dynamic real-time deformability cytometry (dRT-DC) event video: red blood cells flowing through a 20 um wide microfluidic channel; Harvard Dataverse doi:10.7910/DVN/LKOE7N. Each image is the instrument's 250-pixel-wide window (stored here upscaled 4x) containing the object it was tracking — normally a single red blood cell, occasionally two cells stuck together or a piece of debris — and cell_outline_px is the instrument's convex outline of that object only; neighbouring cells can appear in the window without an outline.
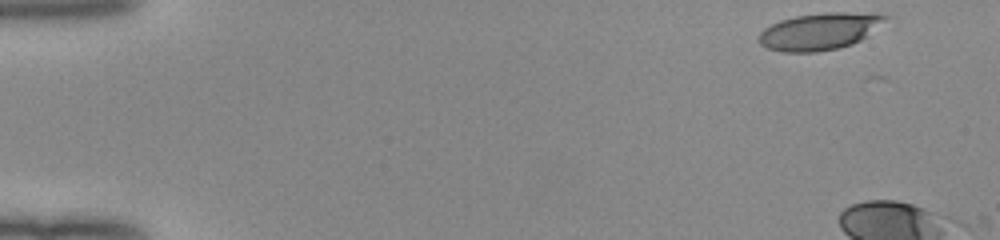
{"species": "human", "species_latin": "Homo sapiens", "temperature_condition": "room temperature", "stored_images_in_passage": 8, "camera_frame_rate_fps": 3000, "um_per_image_px": 0.085, "donor": {"sex": "female"}, "frame": {"image": 1, "passage_image": 1, "time_ms": 0.0, "image_size_px": [1000, 240], "cell_outline_px": [[880, 16], [856, 40], [848, 44], [832, 48], [808, 52], [796, 52], [772, 48], [764, 44], [760, 40], [760, 36], [768, 28], [784, 20], [800, 16]], "centroid_in_image_um": [69.35, 2.76], "position_along_channel_um": 15.7, "area_um2": 22.37}}